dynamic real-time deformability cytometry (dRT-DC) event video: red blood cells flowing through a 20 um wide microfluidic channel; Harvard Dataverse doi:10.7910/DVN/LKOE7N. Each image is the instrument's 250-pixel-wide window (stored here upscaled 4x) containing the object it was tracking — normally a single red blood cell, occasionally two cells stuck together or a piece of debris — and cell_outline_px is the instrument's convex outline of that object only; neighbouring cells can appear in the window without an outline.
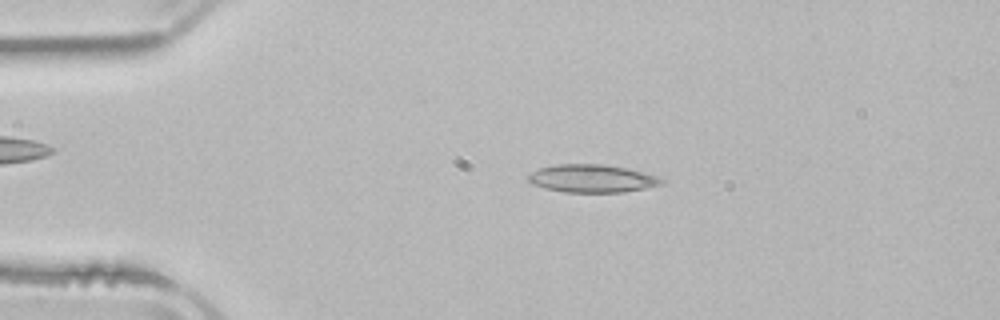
{"species": "common noctule bat (a hibernating species)", "species_latin": "Nyctalus noctula", "temperature_condition": "room temperature", "stored_images_in_passage": 2, "camera_frame_rate_fps": 3000, "um_per_image_px": 0.085, "animal": {"sex": "male", "body_mass_g": 21.5, "forearm_length_mm": 52.0}, "frame": {"image": 1, "passage_image": 1, "time_ms": 0.0, "image_size_px": [1000, 320], "cell_outline_px": [[664, 180], [660, 184], [644, 188], [624, 192], [564, 192], [532, 184], [528, 180], [528, 176], [532, 172], [540, 168], [556, 164], [604, 164], [628, 168], [656, 176]], "centroid_in_image_um": [50.31, 15.16], "position_along_channel_um": 34.7, "area_um2": 21.39}}